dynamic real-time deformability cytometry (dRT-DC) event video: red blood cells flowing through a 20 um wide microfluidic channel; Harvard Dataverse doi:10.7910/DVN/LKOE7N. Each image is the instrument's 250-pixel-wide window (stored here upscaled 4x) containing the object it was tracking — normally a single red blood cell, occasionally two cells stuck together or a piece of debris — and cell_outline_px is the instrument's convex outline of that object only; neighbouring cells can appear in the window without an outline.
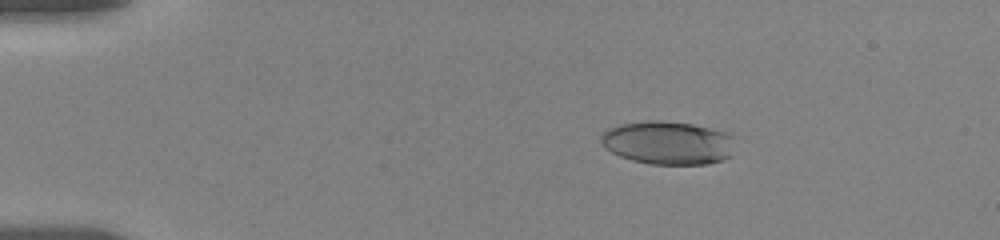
{"species": "human", "species_latin": "Homo sapiens", "temperature_condition": "room temperature", "stored_images_in_passage": 13, "camera_frame_rate_fps": 3000, "um_per_image_px": 0.085, "donor": {"sex": "female"}, "frame": {"image": 1, "passage_image": 3, "time_ms": 0.667, "image_size_px": [1000, 240], "cell_outline_px": [[732, 156], [724, 160], [708, 164], [652, 164], [632, 160], [620, 156], [604, 148], [600, 140], [600, 136], [608, 128], [620, 124], [648, 120], [660, 120], [692, 124], [728, 132], [732, 136]], "centroid_in_image_um": [56.77, 12.13], "position_along_channel_um": 28.2, "area_um2": 34.04}}
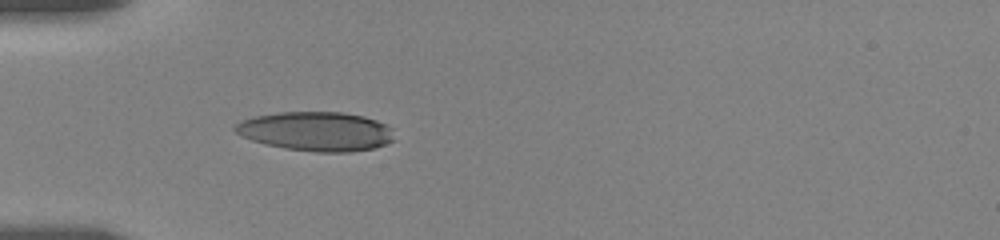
{"frame": {"image": 2, "passage_image": 10, "time_ms": 3.333, "image_size_px": [1000, 240], "cell_outline_px": [[392, 140], [384, 144], [372, 148], [348, 152], [316, 152], [284, 148], [264, 144], [252, 140], [236, 132], [232, 128], [240, 120], [256, 116], [280, 112], [340, 112], [364, 116], [376, 120], [392, 128]], "centroid_in_image_um": [26.84, 11.16], "position_along_channel_um": 58.2, "area_um2": 36.13}}
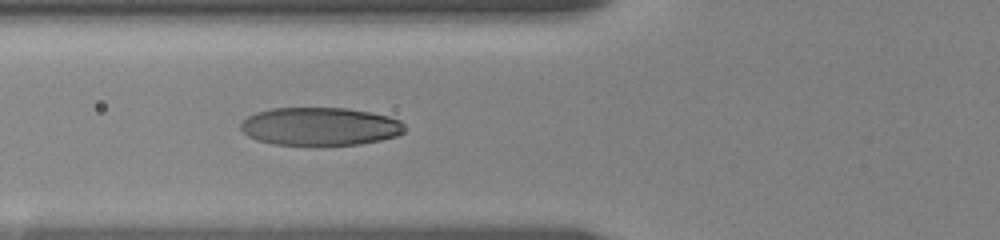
{"frame": {"image": 3, "passage_image": 13, "time_ms": 4.667, "image_size_px": [1000, 240], "cell_outline_px": [[404, 132], [396, 136], [380, 140], [360, 144], [276, 144], [256, 140], [248, 136], [240, 128], [240, 124], [248, 116], [256, 112], [272, 108], [344, 108], [372, 112], [388, 116], [400, 120], [404, 124]], "centroid_in_image_um": [27.21, 10.73], "position_along_channel_um": 98.6, "area_um2": 36.13}}